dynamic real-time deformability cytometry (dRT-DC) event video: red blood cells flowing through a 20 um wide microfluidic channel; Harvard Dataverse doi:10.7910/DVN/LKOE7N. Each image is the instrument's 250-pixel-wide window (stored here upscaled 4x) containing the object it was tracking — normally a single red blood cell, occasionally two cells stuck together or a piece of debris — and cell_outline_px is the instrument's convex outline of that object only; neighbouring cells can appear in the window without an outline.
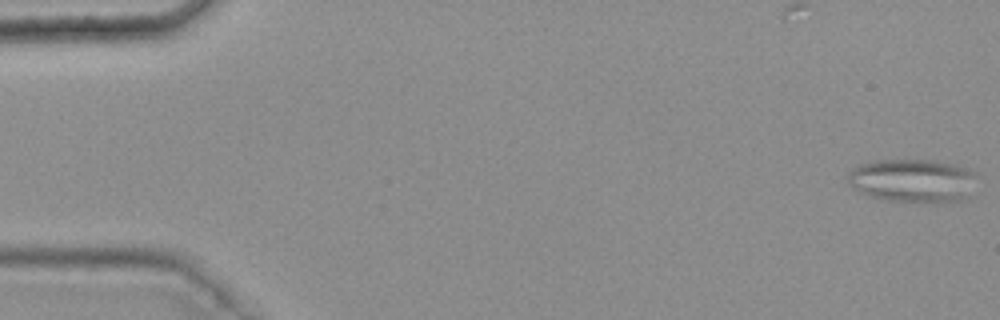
{"species": "common noctule bat (a hibernating species)", "species_latin": "Nyctalus noctula", "temperature_condition": "warm", "stored_images_in_passage": 48, "camera_frame_rate_fps": 3000, "um_per_image_px": 0.085, "animal": {"sex": "female", "body_mass_g": 25.1}, "frame": {"image": 1, "passage_image": 1, "time_ms": 0.0, "image_size_px": [1000, 320], "cell_outline_px": [[972, 176], [968, 196], [964, 200], [936, 204], [892, 200], [872, 196], [852, 188], [848, 184], [848, 176], [860, 164], [876, 160], [936, 160], [960, 164], [968, 168], [972, 172]], "centroid_in_image_um": [77.6, 15.36], "position_along_channel_um": 7.4, "area_um2": 32.48}}
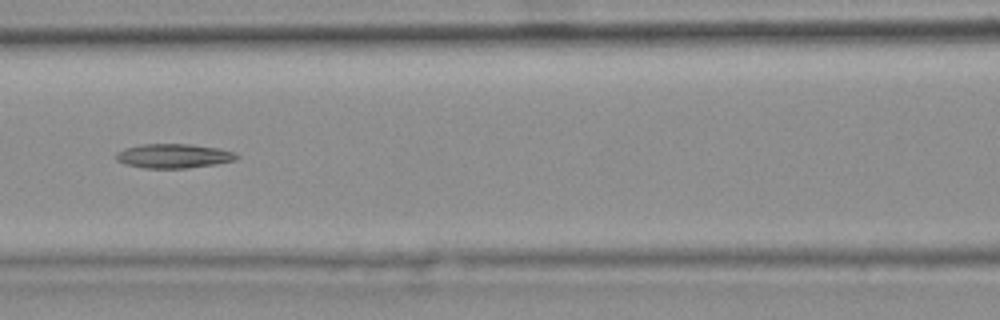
{"frame": {"image": 2, "passage_image": 24, "time_ms": 7.667, "image_size_px": [1000, 320], "cell_outline_px": [[240, 156], [236, 160], [216, 164], [188, 168], [144, 168], [124, 164], [116, 160], [116, 152], [124, 148], [140, 144], [188, 144], [220, 148], [232, 152]], "centroid_in_image_um": [14.74, 13.25], "position_along_channel_um": 151.9, "area_um2": 17.17}}
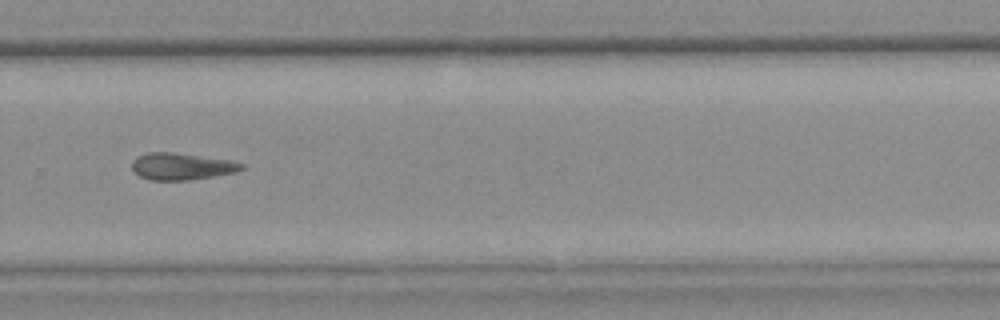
{"frame": {"image": 3, "passage_image": 37, "time_ms": 12.0, "image_size_px": [1000, 320], "cell_outline_px": [[244, 168], [236, 172], [188, 180], [148, 180], [140, 176], [132, 168], [132, 160], [136, 156], [148, 152], [172, 152], [228, 160], [244, 164]], "centroid_in_image_um": [15.39, 14.14], "position_along_channel_um": 314.4, "area_um2": 16.99}}